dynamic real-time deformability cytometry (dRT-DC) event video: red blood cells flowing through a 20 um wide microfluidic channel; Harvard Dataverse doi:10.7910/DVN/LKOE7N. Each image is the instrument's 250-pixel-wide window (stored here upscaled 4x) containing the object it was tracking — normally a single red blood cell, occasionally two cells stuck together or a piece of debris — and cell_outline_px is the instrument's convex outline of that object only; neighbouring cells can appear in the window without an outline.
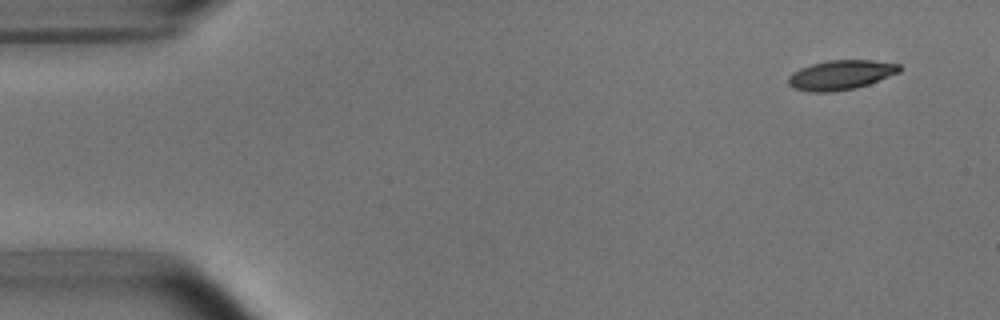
{"species": "common noctule bat (a hibernating species)", "species_latin": "Nyctalus noctula", "temperature_condition": "room temperature", "stored_images_in_passage": 51, "camera_frame_rate_fps": 3000, "um_per_image_px": 0.085, "animal": {"sex": "male", "body_mass_g": 15.6}, "frame": {"image": 1, "passage_image": 1, "time_ms": 0.0, "image_size_px": [1000, 320], "cell_outline_px": [[904, 68], [900, 72], [868, 84], [856, 88], [832, 92], [808, 92], [792, 88], [788, 84], [788, 76], [792, 72], [800, 68], [812, 64], [828, 60], [872, 60], [900, 64]], "centroid_in_image_um": [71.46, 6.37], "position_along_channel_um": 13.5, "area_um2": 19.36}}
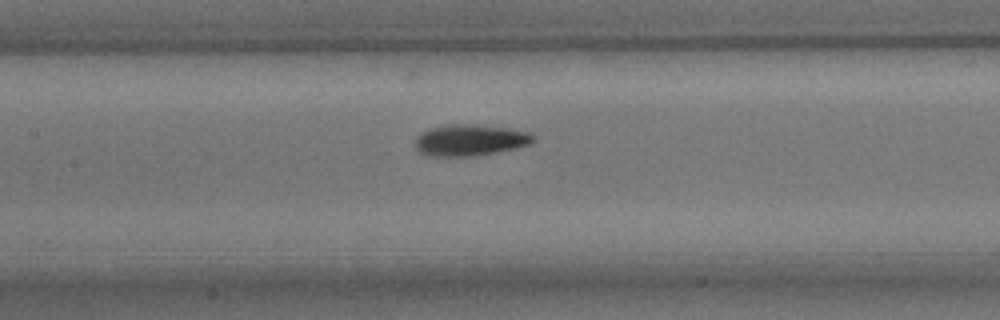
{"frame": {"image": 2, "passage_image": 22, "time_ms": 7.0, "image_size_px": [1000, 320], "cell_outline_px": [[536, 140], [532, 144], [516, 148], [496, 152], [472, 156], [428, 156], [420, 152], [416, 148], [416, 136], [420, 132], [428, 128], [448, 124], [476, 124], [508, 128], [528, 132], [536, 136]], "centroid_in_image_um": [39.96, 11.9], "position_along_channel_um": 167.4, "area_um2": 21.85}}
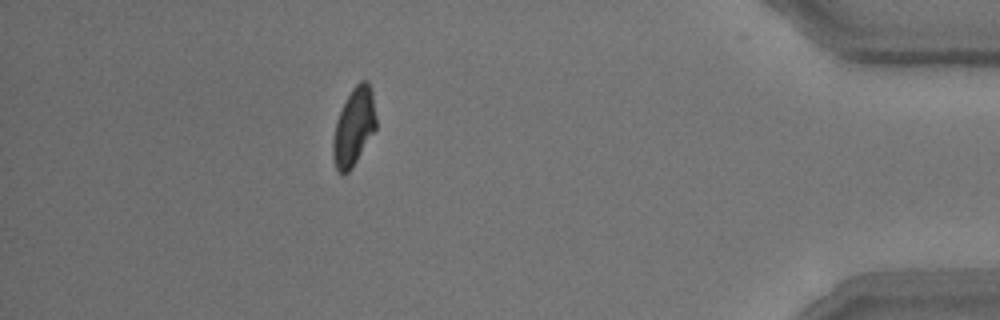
{"frame": {"image": 3, "passage_image": 45, "time_ms": 14.667, "image_size_px": [1000, 320], "cell_outline_px": [[376, 128], [352, 168], [348, 172], [340, 172], [336, 168], [332, 156], [332, 140], [336, 120], [352, 88], [360, 80], [368, 80], [372, 92], [376, 116]], "centroid_in_image_um": [30.07, 10.77], "position_along_channel_um": 405.1, "area_um2": 19.36}, "authors_computed_cell_mechanics": {"area_um2": 20.23, "velocity_mm_per_s": 3.7273, "shape_relaxation_time_tau1_ms": 2.787, "shape_relaxation_time_tau2_ms": 3.0398, "deformation_change_tau1": 0.1337, "deformation_change_tau2": 0.09}}